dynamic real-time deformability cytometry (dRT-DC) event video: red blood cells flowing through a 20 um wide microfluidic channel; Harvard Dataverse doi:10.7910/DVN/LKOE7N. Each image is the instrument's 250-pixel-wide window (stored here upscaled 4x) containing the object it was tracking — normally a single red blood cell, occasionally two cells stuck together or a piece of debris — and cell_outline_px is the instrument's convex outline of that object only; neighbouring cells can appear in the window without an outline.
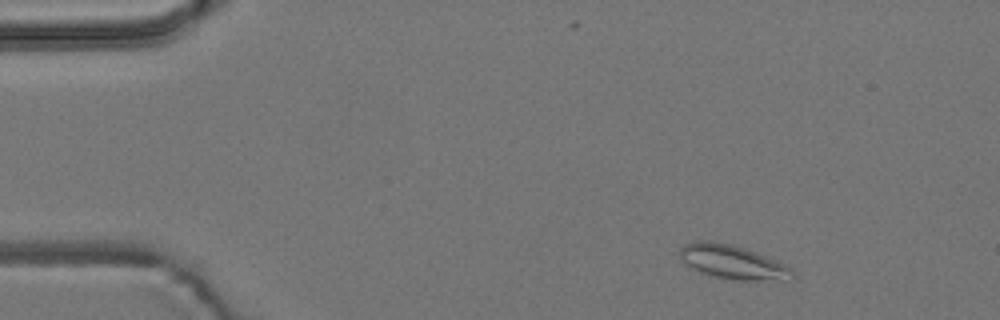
{"species": "common noctule bat (a hibernating species)", "species_latin": "Nyctalus noctula", "temperature_condition": "room temperature", "stored_images_in_passage": 52, "camera_frame_rate_fps": 3000, "um_per_image_px": 0.085, "animal": {"sex": "male", "body_mass_g": 19.2, "forearm_length_mm": 51.8}, "frame": {"image": 1, "passage_image": 4, "time_ms": 1.0, "image_size_px": [1000, 320], "cell_outline_px": [[796, 276], [792, 280], [732, 280], [700, 272], [684, 264], [680, 256], [680, 248], [684, 244], [696, 240], [708, 240], [732, 244], [756, 252], [776, 260], [792, 268]], "centroid_in_image_um": [62.29, 22.27], "position_along_channel_um": 22.7, "area_um2": 22.48}}
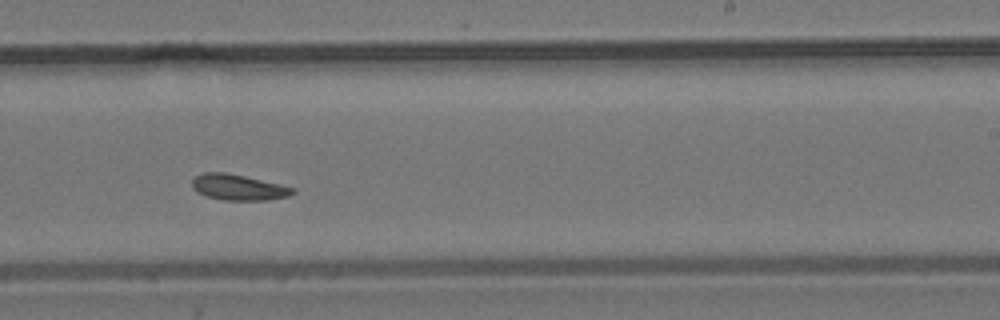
{"frame": {"image": 2, "passage_image": 31, "time_ms": 10.0, "image_size_px": [1000, 320], "cell_outline_px": [[296, 192], [288, 196], [268, 200], [224, 200], [208, 196], [196, 192], [192, 188], [192, 180], [196, 176], [204, 172], [224, 172], [244, 176], [280, 184], [296, 188]], "centroid_in_image_um": [20.27, 15.92], "position_along_channel_um": 268.7, "area_um2": 15.09}}
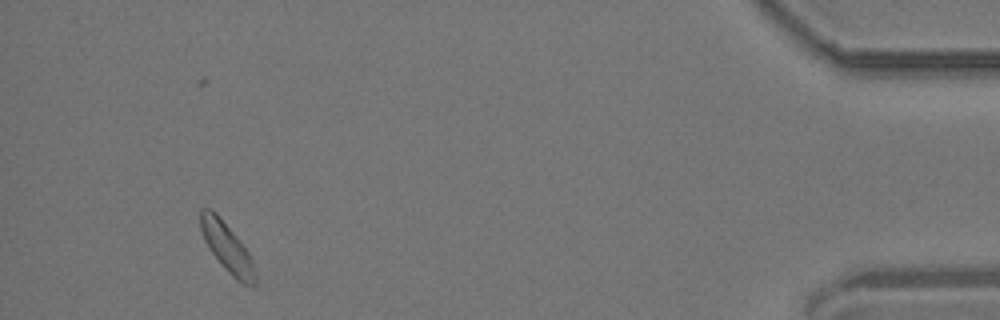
{"frame": {"image": 3, "passage_image": 49, "time_ms": 16.0, "image_size_px": [1000, 320], "cell_outline_px": [[256, 284], [252, 288], [236, 280], [224, 268], [208, 248], [204, 240], [200, 228], [200, 208], [212, 208], [216, 212], [236, 236], [248, 252], [252, 260], [256, 272]], "centroid_in_image_um": [19.3, 21.05], "position_along_channel_um": 415.9, "area_um2": 15.78}, "authors_computed_cell_mechanics": {"area_um2": 15.4326, "velocity_mm_per_s": 3.6614, "shape_relaxation_time_tau1_ms": 6.5269, "shape_relaxation_time_tau2_ms": null, "deformation_change_tau1": 0.1155, "deformation_change_tau2": null}}